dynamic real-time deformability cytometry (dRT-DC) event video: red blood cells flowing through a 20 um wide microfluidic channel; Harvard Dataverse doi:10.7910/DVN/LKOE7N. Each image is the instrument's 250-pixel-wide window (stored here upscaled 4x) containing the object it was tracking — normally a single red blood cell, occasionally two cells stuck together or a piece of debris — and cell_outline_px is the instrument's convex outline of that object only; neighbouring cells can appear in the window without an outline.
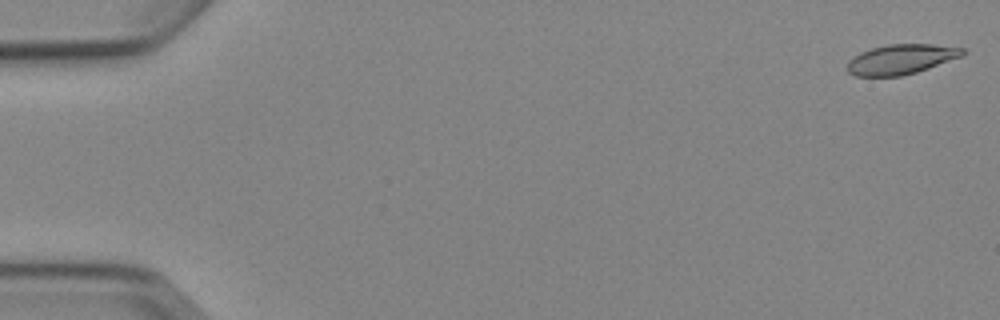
{"species": "Egyptian fruit bat (a non-hibernating species)", "species_latin": "Rousettus aegyptiacus", "temperature_condition": "cold", "stored_images_in_passage": 6, "camera_frame_rate_fps": 3000, "um_per_image_px": 0.085, "animal": {"sex": "female"}, "frame": {"image": 1, "passage_image": 1, "time_ms": 0.0, "image_size_px": [1000, 320], "cell_outline_px": [[968, 52], [964, 56], [916, 72], [900, 76], [856, 76], [848, 72], [844, 68], [848, 60], [860, 52], [872, 48], [888, 44], [932, 44], [964, 48]], "centroid_in_image_um": [76.59, 5.03], "position_along_channel_um": 8.4, "area_um2": 20.35}}
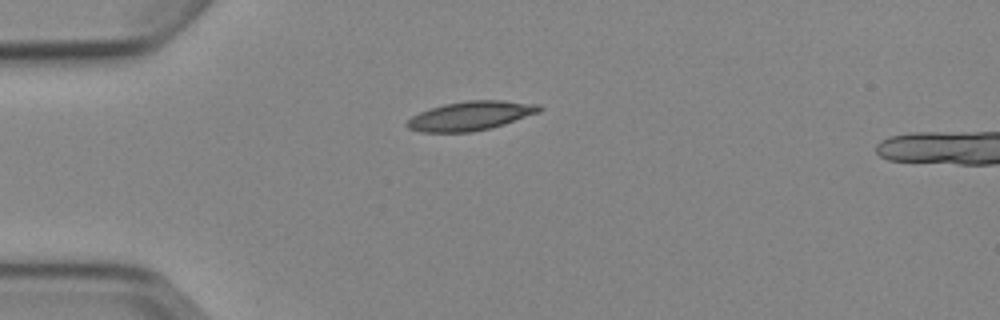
{"frame": {"image": 2, "passage_image": 5, "time_ms": 4.333, "image_size_px": [1000, 320], "cell_outline_px": [[544, 108], [540, 112], [492, 128], [472, 132], [420, 132], [408, 128], [404, 124], [412, 116], [420, 112], [444, 104], [468, 100], [500, 100], [540, 104]], "centroid_in_image_um": [40.02, 9.84], "position_along_channel_um": 45.0, "area_um2": 22.48}}